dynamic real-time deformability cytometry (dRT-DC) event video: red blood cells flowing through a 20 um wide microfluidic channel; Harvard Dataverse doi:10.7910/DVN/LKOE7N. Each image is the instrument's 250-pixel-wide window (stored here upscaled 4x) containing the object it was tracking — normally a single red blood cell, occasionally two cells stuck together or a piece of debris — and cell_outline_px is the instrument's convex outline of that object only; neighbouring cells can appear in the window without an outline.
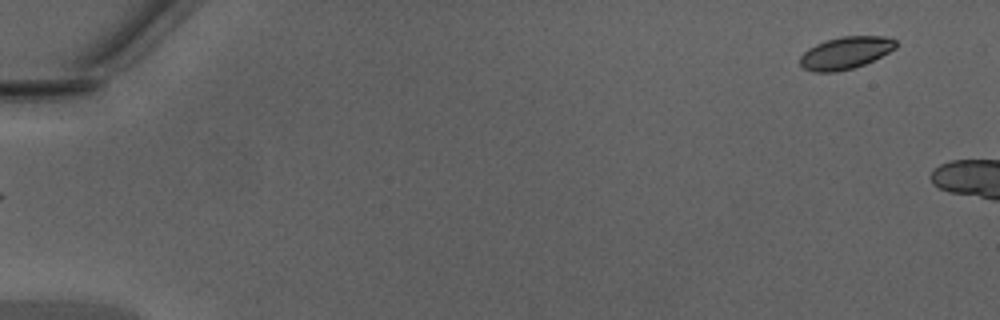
{"species": "Egyptian fruit bat (a non-hibernating species)", "species_latin": "Rousettus aegyptiacus", "temperature_condition": "warm", "stored_images_in_passage": 7, "camera_frame_rate_fps": 3000, "um_per_image_px": 0.085, "animal": {"sex": "male"}, "frame": {"image": 1, "passage_image": 1, "time_ms": 0.0, "image_size_px": [1000, 320], "cell_outline_px": [[896, 48], [864, 64], [852, 68], [836, 72], [812, 72], [804, 68], [800, 64], [800, 56], [808, 48], [816, 44], [840, 36], [884, 36], [896, 40]], "centroid_in_image_um": [71.84, 4.49], "position_along_channel_um": 13.2, "area_um2": 17.86}}